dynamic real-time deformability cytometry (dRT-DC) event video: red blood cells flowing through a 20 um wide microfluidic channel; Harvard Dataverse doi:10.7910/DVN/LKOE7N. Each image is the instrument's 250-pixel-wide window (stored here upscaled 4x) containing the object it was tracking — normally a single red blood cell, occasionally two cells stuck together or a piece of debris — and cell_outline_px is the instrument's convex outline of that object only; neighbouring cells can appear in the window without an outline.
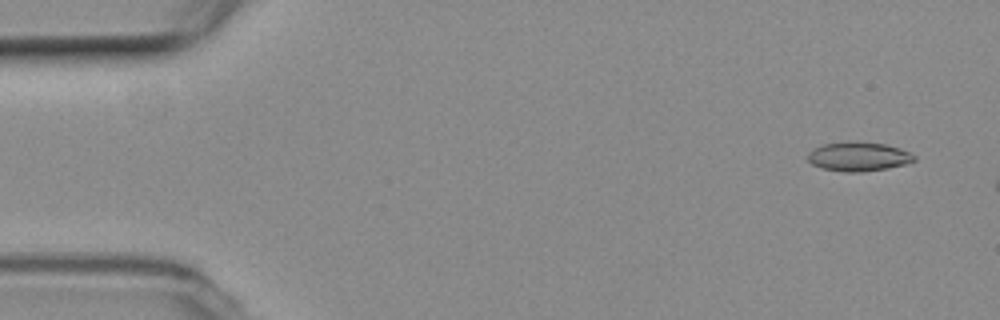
{"species": "common noctule bat (a hibernating species)", "species_latin": "Nyctalus noctula", "temperature_condition": "room temperature", "stored_images_in_passage": 9, "camera_frame_rate_fps": 3000, "um_per_image_px": 0.085, "animal": {"sex": "female", "body_mass_g": 19.3, "forearm_length_mm": 54.1}, "frame": {"image": 1, "passage_image": 3, "time_ms": 0.667, "image_size_px": [1000, 320], "cell_outline_px": [[916, 160], [904, 164], [888, 168], [860, 172], [848, 172], [824, 168], [812, 164], [808, 160], [808, 152], [824, 144], [884, 144], [900, 148], [916, 156]], "centroid_in_image_um": [73.01, 13.35], "position_along_channel_um": 12.0, "area_um2": 17.11}}